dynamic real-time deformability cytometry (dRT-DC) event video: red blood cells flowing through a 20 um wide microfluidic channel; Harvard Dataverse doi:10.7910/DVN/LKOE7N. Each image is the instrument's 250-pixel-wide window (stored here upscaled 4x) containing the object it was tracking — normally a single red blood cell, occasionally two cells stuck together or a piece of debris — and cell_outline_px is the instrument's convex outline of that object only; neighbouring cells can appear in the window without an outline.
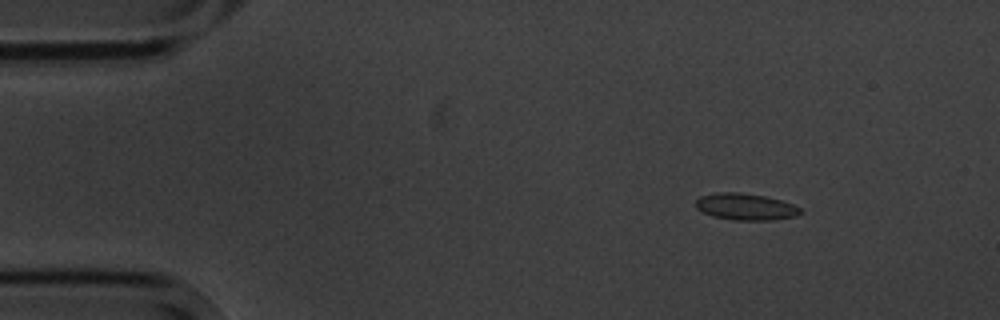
{"species": "common noctule bat (a hibernating species)", "species_latin": "Nyctalus noctula", "temperature_condition": "cold", "stored_images_in_passage": 6, "camera_frame_rate_fps": 3000, "um_per_image_px": 0.085, "animal": {"sex": "male", "body_mass_g": 20.1, "forearm_length_mm": 53.5}, "frame": {"image": 1, "passage_image": 2, "time_ms": 1.0, "image_size_px": [1000, 320], "cell_outline_px": [[804, 212], [796, 216], [772, 220], [732, 220], [712, 216], [696, 208], [696, 200], [700, 196], [716, 192], [740, 192], [764, 196], [780, 200], [792, 204], [800, 208]], "centroid_in_image_um": [63.37, 17.57], "position_along_channel_um": 21.6, "area_um2": 16.3}}
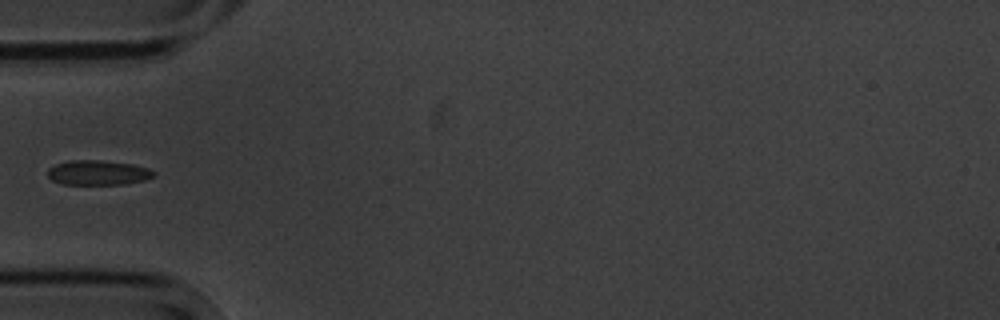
{"frame": {"image": 2, "passage_image": 5, "time_ms": 4.667, "image_size_px": [1000, 320], "cell_outline_px": [[156, 176], [144, 180], [124, 184], [64, 184], [52, 180], [48, 176], [48, 168], [56, 164], [68, 160], [100, 160], [132, 164], [148, 168], [156, 172]], "centroid_in_image_um": [8.34, 14.67], "position_along_channel_um": 76.7, "area_um2": 15.32}}
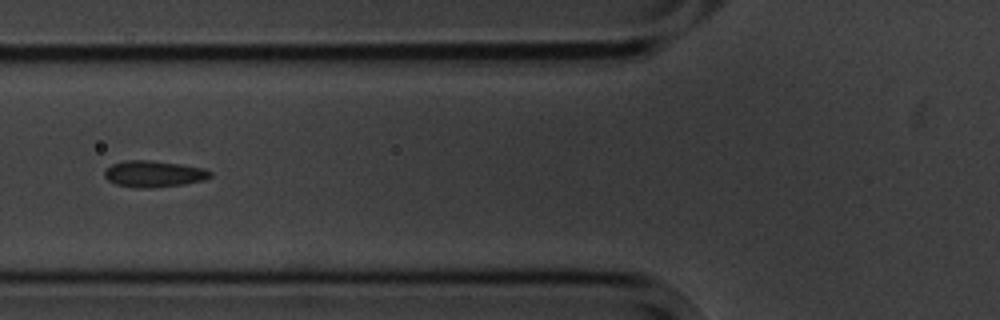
{"frame": {"image": 3, "passage_image": 6, "time_ms": 5.667, "image_size_px": [1000, 320], "cell_outline_px": [[212, 176], [204, 180], [184, 184], [152, 188], [136, 188], [116, 184], [108, 180], [104, 176], [104, 172], [112, 164], [124, 160], [148, 160], [180, 164], [204, 168], [212, 172]], "centroid_in_image_um": [13.08, 14.78], "position_along_channel_um": 112.7, "area_um2": 16.3}}